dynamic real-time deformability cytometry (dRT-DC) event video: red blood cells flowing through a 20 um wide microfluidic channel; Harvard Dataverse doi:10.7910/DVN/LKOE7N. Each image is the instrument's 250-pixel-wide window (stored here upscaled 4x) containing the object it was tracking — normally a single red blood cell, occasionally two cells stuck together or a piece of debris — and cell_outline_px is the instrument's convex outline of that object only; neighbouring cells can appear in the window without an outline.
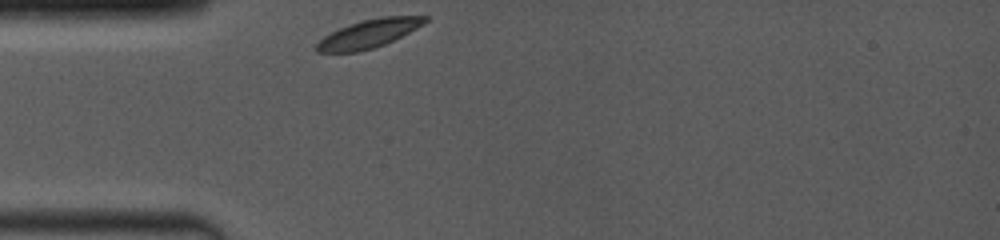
{"species": "common noctule bat (a hibernating species)", "species_latin": "Nyctalus noctula", "temperature_condition": "room temperature", "stored_images_in_passage": 28, "camera_frame_rate_fps": 4000, "um_per_image_px": 0.085, "animal": {"sex": "female", "body_mass_g": 19.0, "forearm_length_mm": 53.3}, "frame": {"image": 1, "passage_image": 1, "time_ms": 0.0, "image_size_px": [1000, 240], "cell_outline_px": [[428, 20], [424, 24], [384, 44], [372, 48], [356, 52], [316, 52], [316, 44], [324, 36], [340, 28], [364, 20], [380, 16], [428, 16]], "centroid_in_image_um": [31.35, 2.86], "position_along_channel_um": 53.7, "area_um2": 17.46}}
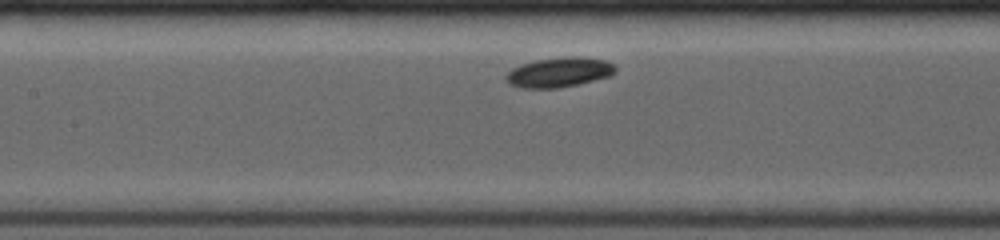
{"frame": {"image": 2, "passage_image": 13, "time_ms": 3.0, "image_size_px": [1000, 240], "cell_outline_px": [[616, 72], [612, 76], [576, 84], [556, 88], [520, 88], [508, 84], [504, 76], [512, 68], [520, 64], [536, 60], [568, 56], [576, 56], [604, 60], [612, 64], [616, 68]], "centroid_in_image_um": [47.49, 6.14], "position_along_channel_um": 159.9, "area_um2": 19.02}}
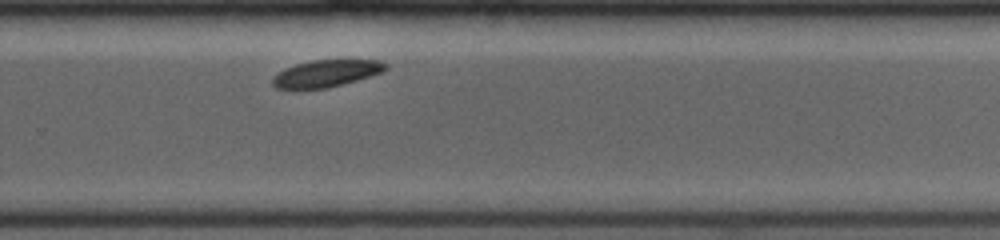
{"frame": {"image": 3, "passage_image": 28, "time_ms": 6.75, "image_size_px": [1000, 240], "cell_outline_px": [[388, 68], [384, 72], [372, 76], [324, 88], [276, 88], [272, 84], [272, 76], [284, 68], [296, 64], [312, 60], [380, 60], [388, 64]], "centroid_in_image_um": [27.75, 6.22], "position_along_channel_um": 302.0, "area_um2": 17.69}}